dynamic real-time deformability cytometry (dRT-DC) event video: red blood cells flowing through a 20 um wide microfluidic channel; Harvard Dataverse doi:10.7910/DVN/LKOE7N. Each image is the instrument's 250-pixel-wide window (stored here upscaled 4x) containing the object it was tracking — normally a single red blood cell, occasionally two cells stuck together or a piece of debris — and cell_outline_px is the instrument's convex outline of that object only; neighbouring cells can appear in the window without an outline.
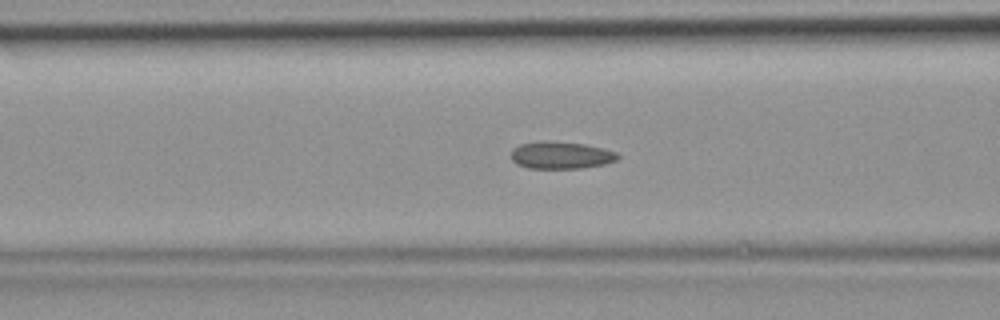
{"species": "common noctule bat (a hibernating species)", "species_latin": "Nyctalus noctula", "temperature_condition": "room temperature", "stored_images_in_passage": 46, "camera_frame_rate_fps": 3000, "um_per_image_px": 0.085, "animal": {"sex": "female", "body_mass_g": 19.9}, "frame": {"image": 1, "passage_image": 18, "time_ms": 5.667, "image_size_px": [1000, 320], "cell_outline_px": [[620, 156], [616, 160], [604, 164], [580, 168], [528, 168], [516, 164], [512, 160], [512, 148], [520, 144], [584, 144], [616, 152]], "centroid_in_image_um": [47.7, 13.25], "position_along_channel_um": 118.9, "area_um2": 15.9}}
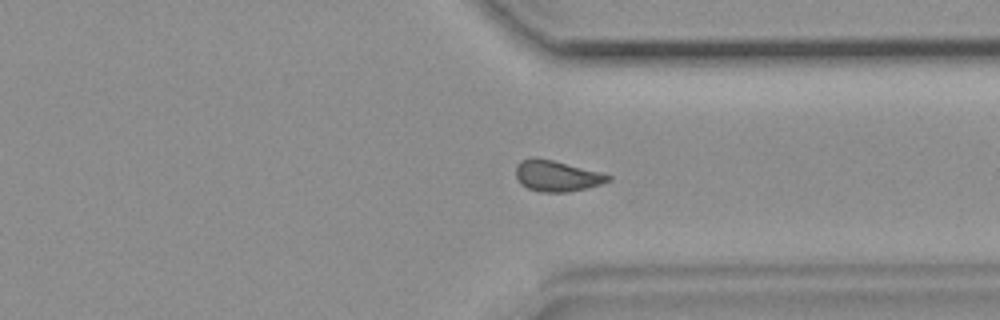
{"frame": {"image": 2, "passage_image": 35, "time_ms": 11.333, "image_size_px": [1000, 320], "cell_outline_px": [[612, 180], [600, 184], [568, 192], [540, 192], [528, 188], [520, 184], [516, 176], [516, 164], [520, 160], [532, 156], [536, 156], [600, 172], [612, 176]], "centroid_in_image_um": [47.28, 14.94], "position_along_channel_um": 364.1, "area_um2": 16.7}}
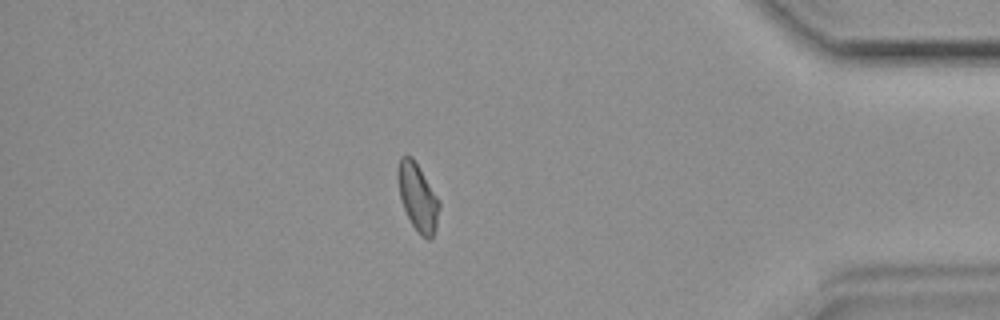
{"frame": {"image": 3, "passage_image": 40, "time_ms": 13.0, "image_size_px": [1000, 320], "cell_outline_px": [[440, 208], [436, 228], [432, 236], [428, 240], [420, 236], [412, 224], [404, 208], [400, 196], [396, 172], [400, 156], [412, 156], [440, 200]], "centroid_in_image_um": [35.51, 16.76], "position_along_channel_um": 399.7, "area_um2": 16.3}}